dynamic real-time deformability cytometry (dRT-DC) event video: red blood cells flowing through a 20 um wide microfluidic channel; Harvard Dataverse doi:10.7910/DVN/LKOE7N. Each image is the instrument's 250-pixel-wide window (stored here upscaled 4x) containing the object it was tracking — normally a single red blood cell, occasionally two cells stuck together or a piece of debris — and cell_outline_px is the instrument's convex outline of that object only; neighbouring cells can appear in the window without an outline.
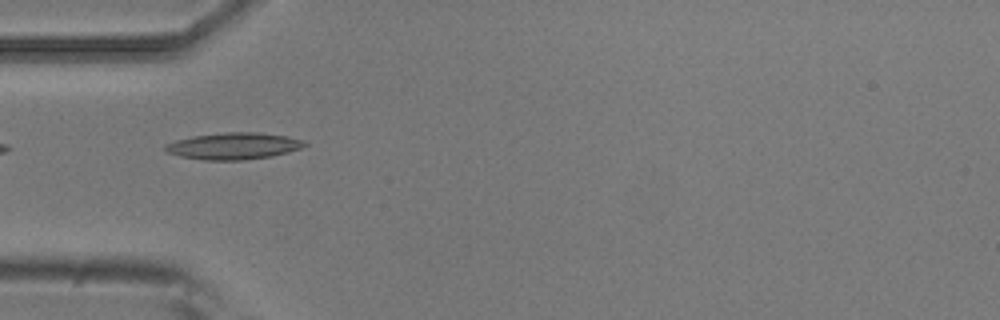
{"species": "common noctule bat (a hibernating species)", "species_latin": "Nyctalus noctula", "temperature_condition": "room temperature", "stored_images_in_passage": 5, "camera_frame_rate_fps": 3000, "um_per_image_px": 0.085, "animal": {"sex": "male", "body_mass_g": 20.5, "forearm_length_mm": 52.5}, "frame": {"image": 1, "passage_image": 3, "time_ms": 0.667, "image_size_px": [1000, 320], "cell_outline_px": [[308, 144], [300, 148], [288, 152], [272, 156], [244, 160], [204, 160], [180, 156], [168, 152], [164, 148], [164, 144], [176, 140], [192, 136], [228, 132], [256, 132], [288, 136], [304, 140]], "centroid_in_image_um": [19.87, 12.41], "position_along_channel_um": 65.1, "area_um2": 21.68}}
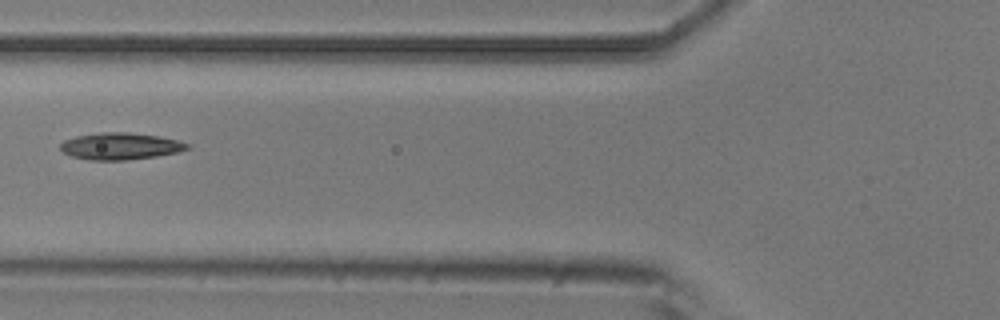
{"frame": {"image": 2, "passage_image": 4, "time_ms": 1.0, "image_size_px": [1000, 320], "cell_outline_px": [[192, 148], [176, 152], [156, 156], [124, 160], [88, 160], [72, 156], [64, 152], [60, 148], [60, 144], [64, 140], [76, 136], [100, 132], [128, 132], [156, 136], [176, 140], [192, 144]], "centroid_in_image_um": [10.23, 12.42], "position_along_channel_um": 115.6, "area_um2": 19.77}}
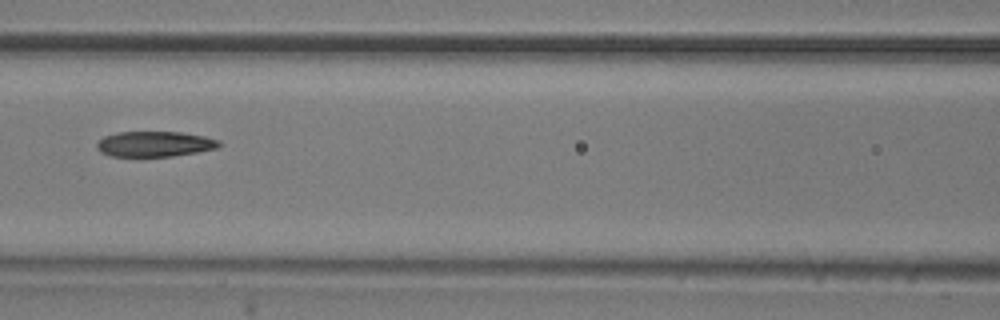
{"frame": {"image": 3, "passage_image": 5, "time_ms": 1.333, "image_size_px": [1000, 320], "cell_outline_px": [[220, 144], [216, 148], [196, 152], [172, 156], [112, 156], [100, 152], [96, 148], [96, 144], [104, 136], [120, 132], [180, 132], [204, 136], [220, 140]], "centroid_in_image_um": [13.13, 12.24], "position_along_channel_um": 153.5, "area_um2": 17.92}}